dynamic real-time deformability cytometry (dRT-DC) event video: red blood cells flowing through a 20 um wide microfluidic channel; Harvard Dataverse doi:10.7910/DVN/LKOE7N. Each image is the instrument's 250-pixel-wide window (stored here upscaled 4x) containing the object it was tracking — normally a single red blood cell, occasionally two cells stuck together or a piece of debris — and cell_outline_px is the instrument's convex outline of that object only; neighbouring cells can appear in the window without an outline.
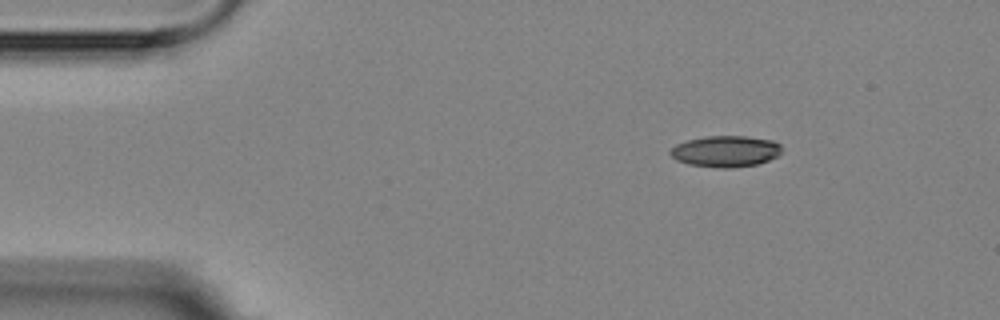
{"species": "Egyptian fruit bat (a non-hibernating species)", "species_latin": "Rousettus aegyptiacus", "temperature_condition": "room temperature", "stored_images_in_passage": 5, "camera_frame_rate_fps": 3000, "um_per_image_px": 0.085, "animal": {"sex": "female"}, "frame": {"image": 1, "passage_image": 1, "time_ms": 0.0, "image_size_px": [1000, 320], "cell_outline_px": [[780, 152], [776, 156], [768, 160], [756, 164], [732, 168], [716, 168], [688, 164], [676, 160], [668, 152], [676, 144], [688, 140], [708, 136], [744, 136], [772, 140], [780, 144]], "centroid_in_image_um": [61.64, 12.87], "position_along_channel_um": 23.4, "area_um2": 20.17}}
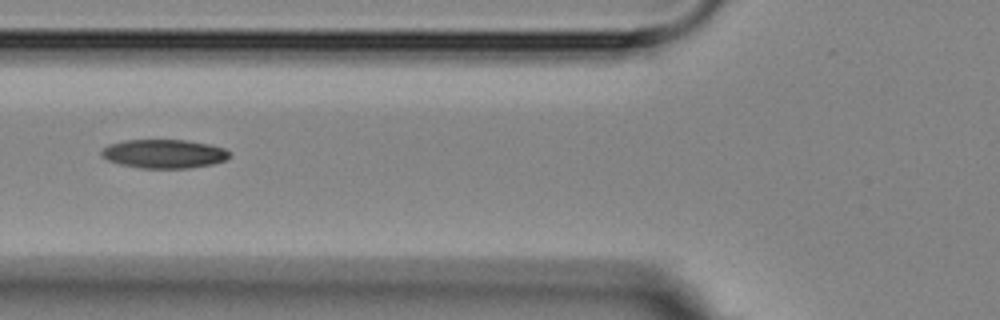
{"frame": {"image": 2, "passage_image": 4, "time_ms": 4.333, "image_size_px": [1000, 320], "cell_outline_px": [[232, 152], [224, 160], [212, 164], [188, 168], [140, 168], [120, 164], [108, 160], [100, 156], [100, 152], [108, 144], [124, 140], [188, 140], [208, 144], [224, 148]], "centroid_in_image_um": [13.91, 13.07], "position_along_channel_um": 111.9, "area_um2": 21.5}}
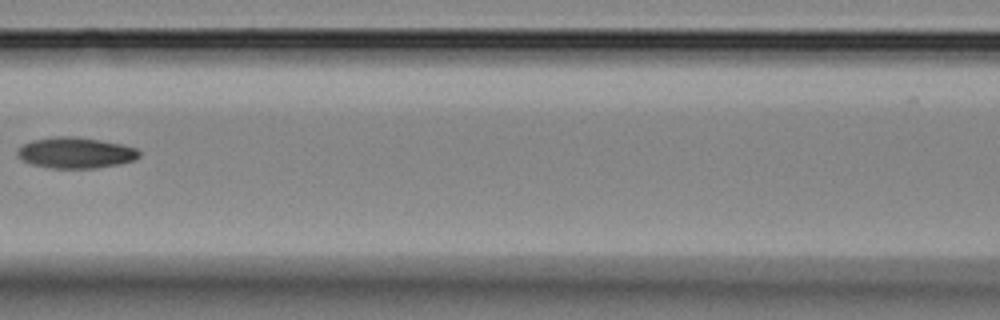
{"frame": {"image": 3, "passage_image": 5, "time_ms": 5.667, "image_size_px": [1000, 320], "cell_outline_px": [[140, 156], [132, 160], [120, 164], [96, 168], [52, 168], [32, 164], [16, 156], [16, 152], [24, 144], [32, 140], [56, 136], [72, 136], [120, 144], [136, 148], [140, 152]], "centroid_in_image_um": [6.41, 12.99], "position_along_channel_um": 160.2, "area_um2": 21.68}}